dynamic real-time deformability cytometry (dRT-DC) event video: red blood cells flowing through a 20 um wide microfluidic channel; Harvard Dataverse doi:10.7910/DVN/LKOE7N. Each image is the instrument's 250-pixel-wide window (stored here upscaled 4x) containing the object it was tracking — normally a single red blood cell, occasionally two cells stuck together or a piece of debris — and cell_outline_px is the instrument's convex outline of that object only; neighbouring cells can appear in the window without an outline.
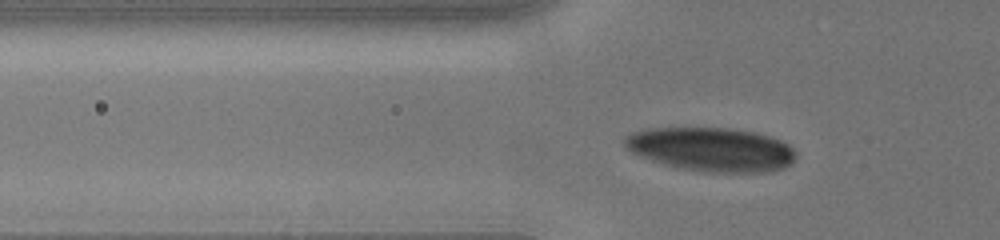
{"species": "human", "species_latin": "Homo sapiens", "temperature_condition": "cold", "stored_images_in_passage": 13, "camera_frame_rate_fps": 3000, "um_per_image_px": 0.085, "donor": {"sex": "male"}, "frame": {"image": 1, "passage_image": 2, "time_ms": 0.333, "image_size_px": [1000, 240], "cell_outline_px": [[796, 156], [788, 164], [780, 168], [768, 172], [704, 172], [684, 168], [652, 160], [640, 156], [632, 152], [624, 144], [624, 140], [632, 132], [648, 128], [728, 128], [756, 132], [772, 136], [788, 144], [796, 152]], "centroid_in_image_um": [60.49, 12.68], "position_along_channel_um": 65.3, "area_um2": 43.35}}
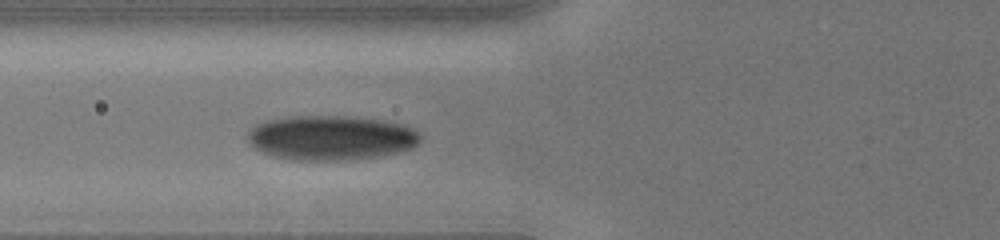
{"frame": {"image": 2, "passage_image": 10, "time_ms": 1.333, "image_size_px": [1000, 240], "cell_outline_px": [[420, 144], [412, 148], [380, 156], [340, 160], [292, 160], [272, 156], [260, 152], [248, 140], [248, 132], [256, 124], [268, 120], [296, 116], [348, 116], [380, 120], [404, 124], [420, 132]], "centroid_in_image_um": [28.15, 11.71], "position_along_channel_um": 97.6, "area_um2": 44.91}}